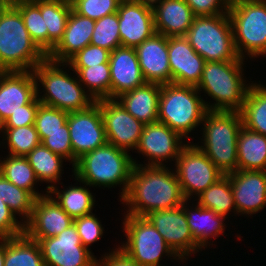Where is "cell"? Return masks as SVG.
I'll list each match as a JSON object with an SVG mask.
<instances>
[{
  "label": "cell",
  "mask_w": 266,
  "mask_h": 266,
  "mask_svg": "<svg viewBox=\"0 0 266 266\" xmlns=\"http://www.w3.org/2000/svg\"><path fill=\"white\" fill-rule=\"evenodd\" d=\"M234 45L240 58L266 56V0H234L229 4ZM247 55V56H245Z\"/></svg>",
  "instance_id": "obj_9"
},
{
  "label": "cell",
  "mask_w": 266,
  "mask_h": 266,
  "mask_svg": "<svg viewBox=\"0 0 266 266\" xmlns=\"http://www.w3.org/2000/svg\"><path fill=\"white\" fill-rule=\"evenodd\" d=\"M174 166L182 193L190 201L224 175L193 142L181 149Z\"/></svg>",
  "instance_id": "obj_11"
},
{
  "label": "cell",
  "mask_w": 266,
  "mask_h": 266,
  "mask_svg": "<svg viewBox=\"0 0 266 266\" xmlns=\"http://www.w3.org/2000/svg\"><path fill=\"white\" fill-rule=\"evenodd\" d=\"M0 198L15 215H21L23 224L31 218L36 198L30 192L12 184L1 173Z\"/></svg>",
  "instance_id": "obj_38"
},
{
  "label": "cell",
  "mask_w": 266,
  "mask_h": 266,
  "mask_svg": "<svg viewBox=\"0 0 266 266\" xmlns=\"http://www.w3.org/2000/svg\"><path fill=\"white\" fill-rule=\"evenodd\" d=\"M168 61L172 83L198 86L206 61L184 36L168 37Z\"/></svg>",
  "instance_id": "obj_21"
},
{
  "label": "cell",
  "mask_w": 266,
  "mask_h": 266,
  "mask_svg": "<svg viewBox=\"0 0 266 266\" xmlns=\"http://www.w3.org/2000/svg\"><path fill=\"white\" fill-rule=\"evenodd\" d=\"M117 247L113 251L103 254L104 256L102 255L100 259H96V266H141L123 251L119 245Z\"/></svg>",
  "instance_id": "obj_49"
},
{
  "label": "cell",
  "mask_w": 266,
  "mask_h": 266,
  "mask_svg": "<svg viewBox=\"0 0 266 266\" xmlns=\"http://www.w3.org/2000/svg\"><path fill=\"white\" fill-rule=\"evenodd\" d=\"M183 140L177 132L157 121L144 124L136 150L149 160L144 166H166L163 161H176L179 157L181 149L187 144Z\"/></svg>",
  "instance_id": "obj_16"
},
{
  "label": "cell",
  "mask_w": 266,
  "mask_h": 266,
  "mask_svg": "<svg viewBox=\"0 0 266 266\" xmlns=\"http://www.w3.org/2000/svg\"><path fill=\"white\" fill-rule=\"evenodd\" d=\"M198 200V201H197ZM200 206L213 210L217 215L227 217L230 212L237 215L232 187L228 175H223L215 183L209 186L205 191L195 199ZM233 210V211H231Z\"/></svg>",
  "instance_id": "obj_34"
},
{
  "label": "cell",
  "mask_w": 266,
  "mask_h": 266,
  "mask_svg": "<svg viewBox=\"0 0 266 266\" xmlns=\"http://www.w3.org/2000/svg\"><path fill=\"white\" fill-rule=\"evenodd\" d=\"M184 37L206 62L244 61L236 52L228 13L196 16Z\"/></svg>",
  "instance_id": "obj_8"
},
{
  "label": "cell",
  "mask_w": 266,
  "mask_h": 266,
  "mask_svg": "<svg viewBox=\"0 0 266 266\" xmlns=\"http://www.w3.org/2000/svg\"><path fill=\"white\" fill-rule=\"evenodd\" d=\"M5 261V238H0V266H4Z\"/></svg>",
  "instance_id": "obj_50"
},
{
  "label": "cell",
  "mask_w": 266,
  "mask_h": 266,
  "mask_svg": "<svg viewBox=\"0 0 266 266\" xmlns=\"http://www.w3.org/2000/svg\"><path fill=\"white\" fill-rule=\"evenodd\" d=\"M3 141L8 145V155L26 157L36 146L41 144L35 125L17 128H0ZM5 138V139H4Z\"/></svg>",
  "instance_id": "obj_39"
},
{
  "label": "cell",
  "mask_w": 266,
  "mask_h": 266,
  "mask_svg": "<svg viewBox=\"0 0 266 266\" xmlns=\"http://www.w3.org/2000/svg\"><path fill=\"white\" fill-rule=\"evenodd\" d=\"M111 99L146 83L134 47H117L110 54Z\"/></svg>",
  "instance_id": "obj_23"
},
{
  "label": "cell",
  "mask_w": 266,
  "mask_h": 266,
  "mask_svg": "<svg viewBox=\"0 0 266 266\" xmlns=\"http://www.w3.org/2000/svg\"><path fill=\"white\" fill-rule=\"evenodd\" d=\"M187 203L188 200L183 203V208L192 237L197 244L205 250L208 244L210 246L211 239L213 240V238L224 235L223 233L226 226L224 221L227 218L217 215L213 210L204 208L198 203L195 205V208L192 206L189 207V203Z\"/></svg>",
  "instance_id": "obj_27"
},
{
  "label": "cell",
  "mask_w": 266,
  "mask_h": 266,
  "mask_svg": "<svg viewBox=\"0 0 266 266\" xmlns=\"http://www.w3.org/2000/svg\"><path fill=\"white\" fill-rule=\"evenodd\" d=\"M36 96L33 71H0V125Z\"/></svg>",
  "instance_id": "obj_19"
},
{
  "label": "cell",
  "mask_w": 266,
  "mask_h": 266,
  "mask_svg": "<svg viewBox=\"0 0 266 266\" xmlns=\"http://www.w3.org/2000/svg\"><path fill=\"white\" fill-rule=\"evenodd\" d=\"M230 178L237 214H256L266 208V171L237 170Z\"/></svg>",
  "instance_id": "obj_18"
},
{
  "label": "cell",
  "mask_w": 266,
  "mask_h": 266,
  "mask_svg": "<svg viewBox=\"0 0 266 266\" xmlns=\"http://www.w3.org/2000/svg\"><path fill=\"white\" fill-rule=\"evenodd\" d=\"M29 164L35 171V174L40 182L53 183L47 185L46 192L56 186V183L61 180L63 168V160L66 159L61 155L53 153L50 149L42 144L36 146L27 156Z\"/></svg>",
  "instance_id": "obj_31"
},
{
  "label": "cell",
  "mask_w": 266,
  "mask_h": 266,
  "mask_svg": "<svg viewBox=\"0 0 266 266\" xmlns=\"http://www.w3.org/2000/svg\"><path fill=\"white\" fill-rule=\"evenodd\" d=\"M65 65L66 63L46 58L35 66L33 74L37 86V99L43 105L67 112L85 110L96 101L85 91L77 74L72 77L63 70ZM40 85L43 87V95H40Z\"/></svg>",
  "instance_id": "obj_3"
},
{
  "label": "cell",
  "mask_w": 266,
  "mask_h": 266,
  "mask_svg": "<svg viewBox=\"0 0 266 266\" xmlns=\"http://www.w3.org/2000/svg\"><path fill=\"white\" fill-rule=\"evenodd\" d=\"M41 103L37 96L23 109L11 114L1 125L0 128H17L27 125H34L38 107Z\"/></svg>",
  "instance_id": "obj_46"
},
{
  "label": "cell",
  "mask_w": 266,
  "mask_h": 266,
  "mask_svg": "<svg viewBox=\"0 0 266 266\" xmlns=\"http://www.w3.org/2000/svg\"><path fill=\"white\" fill-rule=\"evenodd\" d=\"M117 15L123 47L135 48L156 33L150 0L122 1Z\"/></svg>",
  "instance_id": "obj_17"
},
{
  "label": "cell",
  "mask_w": 266,
  "mask_h": 266,
  "mask_svg": "<svg viewBox=\"0 0 266 266\" xmlns=\"http://www.w3.org/2000/svg\"><path fill=\"white\" fill-rule=\"evenodd\" d=\"M251 82L240 110L242 123L247 129L266 136V86Z\"/></svg>",
  "instance_id": "obj_30"
},
{
  "label": "cell",
  "mask_w": 266,
  "mask_h": 266,
  "mask_svg": "<svg viewBox=\"0 0 266 266\" xmlns=\"http://www.w3.org/2000/svg\"><path fill=\"white\" fill-rule=\"evenodd\" d=\"M4 266H45L38 242L25 233L5 238Z\"/></svg>",
  "instance_id": "obj_32"
},
{
  "label": "cell",
  "mask_w": 266,
  "mask_h": 266,
  "mask_svg": "<svg viewBox=\"0 0 266 266\" xmlns=\"http://www.w3.org/2000/svg\"><path fill=\"white\" fill-rule=\"evenodd\" d=\"M13 3V0H0V7H5L8 5H11Z\"/></svg>",
  "instance_id": "obj_51"
},
{
  "label": "cell",
  "mask_w": 266,
  "mask_h": 266,
  "mask_svg": "<svg viewBox=\"0 0 266 266\" xmlns=\"http://www.w3.org/2000/svg\"><path fill=\"white\" fill-rule=\"evenodd\" d=\"M210 104L202 99L194 86L161 85L158 122L166 124L185 139L202 124Z\"/></svg>",
  "instance_id": "obj_6"
},
{
  "label": "cell",
  "mask_w": 266,
  "mask_h": 266,
  "mask_svg": "<svg viewBox=\"0 0 266 266\" xmlns=\"http://www.w3.org/2000/svg\"><path fill=\"white\" fill-rule=\"evenodd\" d=\"M69 112L40 104L35 119L37 132L65 131Z\"/></svg>",
  "instance_id": "obj_42"
},
{
  "label": "cell",
  "mask_w": 266,
  "mask_h": 266,
  "mask_svg": "<svg viewBox=\"0 0 266 266\" xmlns=\"http://www.w3.org/2000/svg\"><path fill=\"white\" fill-rule=\"evenodd\" d=\"M245 61L206 62L198 91L208 94L214 103L209 111H237L244 105L249 84L243 78Z\"/></svg>",
  "instance_id": "obj_7"
},
{
  "label": "cell",
  "mask_w": 266,
  "mask_h": 266,
  "mask_svg": "<svg viewBox=\"0 0 266 266\" xmlns=\"http://www.w3.org/2000/svg\"><path fill=\"white\" fill-rule=\"evenodd\" d=\"M195 16H212L228 13V0H185Z\"/></svg>",
  "instance_id": "obj_48"
},
{
  "label": "cell",
  "mask_w": 266,
  "mask_h": 266,
  "mask_svg": "<svg viewBox=\"0 0 266 266\" xmlns=\"http://www.w3.org/2000/svg\"><path fill=\"white\" fill-rule=\"evenodd\" d=\"M161 85L145 83L115 98L123 108L143 124L158 121L159 97Z\"/></svg>",
  "instance_id": "obj_26"
},
{
  "label": "cell",
  "mask_w": 266,
  "mask_h": 266,
  "mask_svg": "<svg viewBox=\"0 0 266 266\" xmlns=\"http://www.w3.org/2000/svg\"><path fill=\"white\" fill-rule=\"evenodd\" d=\"M67 124L73 149V166L84 154L107 143L97 101L85 110L69 112Z\"/></svg>",
  "instance_id": "obj_14"
},
{
  "label": "cell",
  "mask_w": 266,
  "mask_h": 266,
  "mask_svg": "<svg viewBox=\"0 0 266 266\" xmlns=\"http://www.w3.org/2000/svg\"><path fill=\"white\" fill-rule=\"evenodd\" d=\"M107 143L124 151L136 150L144 124L128 113L116 99H99Z\"/></svg>",
  "instance_id": "obj_15"
},
{
  "label": "cell",
  "mask_w": 266,
  "mask_h": 266,
  "mask_svg": "<svg viewBox=\"0 0 266 266\" xmlns=\"http://www.w3.org/2000/svg\"><path fill=\"white\" fill-rule=\"evenodd\" d=\"M73 221L46 192V195L35 200L32 216L24 224V233L29 238H51L68 228Z\"/></svg>",
  "instance_id": "obj_20"
},
{
  "label": "cell",
  "mask_w": 266,
  "mask_h": 266,
  "mask_svg": "<svg viewBox=\"0 0 266 266\" xmlns=\"http://www.w3.org/2000/svg\"><path fill=\"white\" fill-rule=\"evenodd\" d=\"M155 31L166 37L185 36L196 17L185 0H150Z\"/></svg>",
  "instance_id": "obj_24"
},
{
  "label": "cell",
  "mask_w": 266,
  "mask_h": 266,
  "mask_svg": "<svg viewBox=\"0 0 266 266\" xmlns=\"http://www.w3.org/2000/svg\"><path fill=\"white\" fill-rule=\"evenodd\" d=\"M133 160L129 152L106 143L79 158L72 172L75 178L89 187L111 188L120 185L121 200L129 188Z\"/></svg>",
  "instance_id": "obj_2"
},
{
  "label": "cell",
  "mask_w": 266,
  "mask_h": 266,
  "mask_svg": "<svg viewBox=\"0 0 266 266\" xmlns=\"http://www.w3.org/2000/svg\"><path fill=\"white\" fill-rule=\"evenodd\" d=\"M121 2L122 1H141V0H120Z\"/></svg>",
  "instance_id": "obj_52"
},
{
  "label": "cell",
  "mask_w": 266,
  "mask_h": 266,
  "mask_svg": "<svg viewBox=\"0 0 266 266\" xmlns=\"http://www.w3.org/2000/svg\"><path fill=\"white\" fill-rule=\"evenodd\" d=\"M83 186H69L66 189L60 191L57 187L51 188L48 193L55 199L60 207L74 220L81 216H85L93 213V207L95 206V196L92 195L90 190L86 186H89L85 182L75 179ZM55 194V196H53Z\"/></svg>",
  "instance_id": "obj_29"
},
{
  "label": "cell",
  "mask_w": 266,
  "mask_h": 266,
  "mask_svg": "<svg viewBox=\"0 0 266 266\" xmlns=\"http://www.w3.org/2000/svg\"><path fill=\"white\" fill-rule=\"evenodd\" d=\"M111 51L89 44L78 51L66 63L70 67H89L109 63Z\"/></svg>",
  "instance_id": "obj_45"
},
{
  "label": "cell",
  "mask_w": 266,
  "mask_h": 266,
  "mask_svg": "<svg viewBox=\"0 0 266 266\" xmlns=\"http://www.w3.org/2000/svg\"><path fill=\"white\" fill-rule=\"evenodd\" d=\"M72 9L84 17L93 20L116 13L120 0H70Z\"/></svg>",
  "instance_id": "obj_41"
},
{
  "label": "cell",
  "mask_w": 266,
  "mask_h": 266,
  "mask_svg": "<svg viewBox=\"0 0 266 266\" xmlns=\"http://www.w3.org/2000/svg\"><path fill=\"white\" fill-rule=\"evenodd\" d=\"M47 55L31 39L20 12L0 7V71H33Z\"/></svg>",
  "instance_id": "obj_4"
},
{
  "label": "cell",
  "mask_w": 266,
  "mask_h": 266,
  "mask_svg": "<svg viewBox=\"0 0 266 266\" xmlns=\"http://www.w3.org/2000/svg\"><path fill=\"white\" fill-rule=\"evenodd\" d=\"M71 68L77 74L80 83L92 98L97 101L99 99H111V75L109 63H102L89 67H70L66 63V67Z\"/></svg>",
  "instance_id": "obj_36"
},
{
  "label": "cell",
  "mask_w": 266,
  "mask_h": 266,
  "mask_svg": "<svg viewBox=\"0 0 266 266\" xmlns=\"http://www.w3.org/2000/svg\"><path fill=\"white\" fill-rule=\"evenodd\" d=\"M90 44L105 48L111 52L121 46L117 12L95 20Z\"/></svg>",
  "instance_id": "obj_40"
},
{
  "label": "cell",
  "mask_w": 266,
  "mask_h": 266,
  "mask_svg": "<svg viewBox=\"0 0 266 266\" xmlns=\"http://www.w3.org/2000/svg\"><path fill=\"white\" fill-rule=\"evenodd\" d=\"M123 230L126 242L119 245L134 261L141 266L159 265L161 257L181 260L168 246L162 235L146 217L125 214ZM165 254V255H164ZM163 255V256H162ZM164 266V265H163Z\"/></svg>",
  "instance_id": "obj_10"
},
{
  "label": "cell",
  "mask_w": 266,
  "mask_h": 266,
  "mask_svg": "<svg viewBox=\"0 0 266 266\" xmlns=\"http://www.w3.org/2000/svg\"><path fill=\"white\" fill-rule=\"evenodd\" d=\"M133 164L128 191L120 200L128 207V215L145 217L151 211L176 208L186 201L174 170L144 166L136 160Z\"/></svg>",
  "instance_id": "obj_1"
},
{
  "label": "cell",
  "mask_w": 266,
  "mask_h": 266,
  "mask_svg": "<svg viewBox=\"0 0 266 266\" xmlns=\"http://www.w3.org/2000/svg\"><path fill=\"white\" fill-rule=\"evenodd\" d=\"M0 173L12 184L30 192L36 199L46 195L35 189L39 180L26 157L8 155L3 160L0 159Z\"/></svg>",
  "instance_id": "obj_35"
},
{
  "label": "cell",
  "mask_w": 266,
  "mask_h": 266,
  "mask_svg": "<svg viewBox=\"0 0 266 266\" xmlns=\"http://www.w3.org/2000/svg\"><path fill=\"white\" fill-rule=\"evenodd\" d=\"M140 69L147 83H172L168 61V37L154 33L135 47Z\"/></svg>",
  "instance_id": "obj_22"
},
{
  "label": "cell",
  "mask_w": 266,
  "mask_h": 266,
  "mask_svg": "<svg viewBox=\"0 0 266 266\" xmlns=\"http://www.w3.org/2000/svg\"><path fill=\"white\" fill-rule=\"evenodd\" d=\"M38 242L45 266H96V257L84 247L75 224L51 238H30Z\"/></svg>",
  "instance_id": "obj_12"
},
{
  "label": "cell",
  "mask_w": 266,
  "mask_h": 266,
  "mask_svg": "<svg viewBox=\"0 0 266 266\" xmlns=\"http://www.w3.org/2000/svg\"><path fill=\"white\" fill-rule=\"evenodd\" d=\"M41 144L53 153L61 155L67 162L70 161L73 167V149L68 124H65V131L38 132Z\"/></svg>",
  "instance_id": "obj_43"
},
{
  "label": "cell",
  "mask_w": 266,
  "mask_h": 266,
  "mask_svg": "<svg viewBox=\"0 0 266 266\" xmlns=\"http://www.w3.org/2000/svg\"><path fill=\"white\" fill-rule=\"evenodd\" d=\"M145 217L182 262L202 250L192 237L183 204L172 209L151 211Z\"/></svg>",
  "instance_id": "obj_13"
},
{
  "label": "cell",
  "mask_w": 266,
  "mask_h": 266,
  "mask_svg": "<svg viewBox=\"0 0 266 266\" xmlns=\"http://www.w3.org/2000/svg\"><path fill=\"white\" fill-rule=\"evenodd\" d=\"M95 20L77 14L73 9L69 14L62 39L47 55L55 62L66 63L78 51L90 44Z\"/></svg>",
  "instance_id": "obj_25"
},
{
  "label": "cell",
  "mask_w": 266,
  "mask_h": 266,
  "mask_svg": "<svg viewBox=\"0 0 266 266\" xmlns=\"http://www.w3.org/2000/svg\"><path fill=\"white\" fill-rule=\"evenodd\" d=\"M12 5L20 12L31 39L48 55V30H45L40 0H13Z\"/></svg>",
  "instance_id": "obj_37"
},
{
  "label": "cell",
  "mask_w": 266,
  "mask_h": 266,
  "mask_svg": "<svg viewBox=\"0 0 266 266\" xmlns=\"http://www.w3.org/2000/svg\"><path fill=\"white\" fill-rule=\"evenodd\" d=\"M201 146L194 143L224 174L237 171V140L243 123L237 111H207Z\"/></svg>",
  "instance_id": "obj_5"
},
{
  "label": "cell",
  "mask_w": 266,
  "mask_h": 266,
  "mask_svg": "<svg viewBox=\"0 0 266 266\" xmlns=\"http://www.w3.org/2000/svg\"><path fill=\"white\" fill-rule=\"evenodd\" d=\"M0 198V238L16 237L24 234V224Z\"/></svg>",
  "instance_id": "obj_47"
},
{
  "label": "cell",
  "mask_w": 266,
  "mask_h": 266,
  "mask_svg": "<svg viewBox=\"0 0 266 266\" xmlns=\"http://www.w3.org/2000/svg\"><path fill=\"white\" fill-rule=\"evenodd\" d=\"M95 214L91 213L74 219L77 233L80 236L81 243L84 247L91 251L89 246L102 238L104 227Z\"/></svg>",
  "instance_id": "obj_44"
},
{
  "label": "cell",
  "mask_w": 266,
  "mask_h": 266,
  "mask_svg": "<svg viewBox=\"0 0 266 266\" xmlns=\"http://www.w3.org/2000/svg\"><path fill=\"white\" fill-rule=\"evenodd\" d=\"M237 170L266 171V136L242 126L237 140Z\"/></svg>",
  "instance_id": "obj_28"
},
{
  "label": "cell",
  "mask_w": 266,
  "mask_h": 266,
  "mask_svg": "<svg viewBox=\"0 0 266 266\" xmlns=\"http://www.w3.org/2000/svg\"><path fill=\"white\" fill-rule=\"evenodd\" d=\"M71 10V2L67 0H40L41 15L48 30V54L62 39Z\"/></svg>",
  "instance_id": "obj_33"
}]
</instances>
